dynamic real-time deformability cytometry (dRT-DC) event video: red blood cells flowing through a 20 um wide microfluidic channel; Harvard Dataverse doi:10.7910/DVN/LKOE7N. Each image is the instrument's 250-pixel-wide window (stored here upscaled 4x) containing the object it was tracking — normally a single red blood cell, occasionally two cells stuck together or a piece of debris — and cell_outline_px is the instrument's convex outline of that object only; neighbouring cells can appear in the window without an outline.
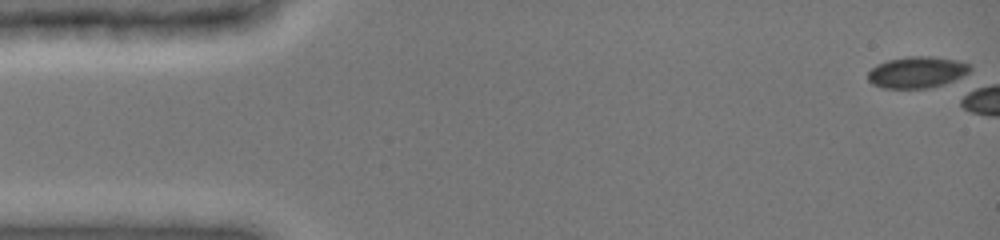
{"species": "common noctule bat (a hibernating species)", "species_latin": "Nyctalus noctula", "temperature_condition": "cold", "stored_images_in_passage": 1, "camera_frame_rate_fps": 3000, "um_per_image_px": 0.085, "animal": {"sex": "female", "body_mass_g": 19.0, "forearm_length_mm": 51.5}, "frame": {"image": 1, "passage_image": 1, "time_ms": 0.0, "image_size_px": [1000, 240], "cell_outline_px": [[972, 68], [968, 72], [944, 84], [928, 88], [884, 88], [872, 84], [868, 80], [868, 72], [876, 64], [888, 60], [908, 56], [932, 56], [960, 60], [972, 64]], "centroid_in_image_um": [77.95, 6.12], "position_along_channel_um": 7.1, "area_um2": 18.79}}